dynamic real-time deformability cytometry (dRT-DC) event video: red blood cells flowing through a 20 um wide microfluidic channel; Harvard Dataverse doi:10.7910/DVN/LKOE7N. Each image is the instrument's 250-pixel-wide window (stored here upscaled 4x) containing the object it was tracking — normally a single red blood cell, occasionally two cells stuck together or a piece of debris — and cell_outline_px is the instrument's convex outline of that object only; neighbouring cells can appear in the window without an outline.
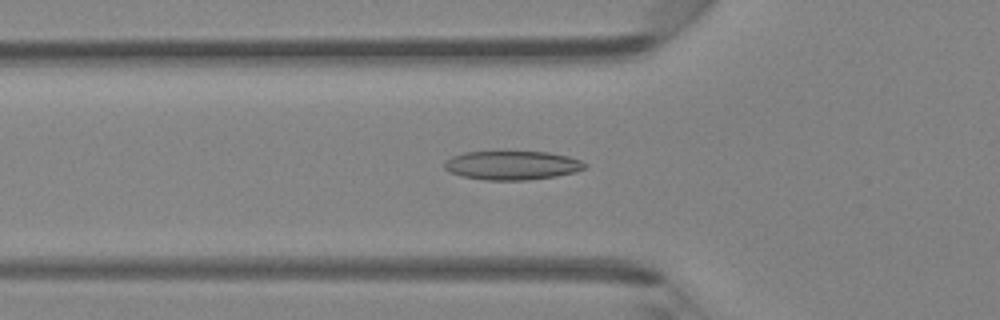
{"species": "Egyptian fruit bat (a non-hibernating species)", "species_latin": "Rousettus aegyptiacus", "temperature_condition": "room temperature", "stored_images_in_passage": 46, "camera_frame_rate_fps": 3000, "um_per_image_px": 0.085, "animal": {"sex": "female"}, "frame": {"image": 1, "passage_image": 16, "time_ms": 5.0, "image_size_px": [1000, 320], "cell_outline_px": [[588, 164], [584, 168], [576, 172], [556, 176], [528, 180], [484, 180], [460, 176], [444, 168], [444, 160], [452, 156], [464, 152], [548, 152], [568, 156], [580, 160]], "centroid_in_image_um": [43.52, 14.05], "position_along_channel_um": 82.3, "area_um2": 23.7}}
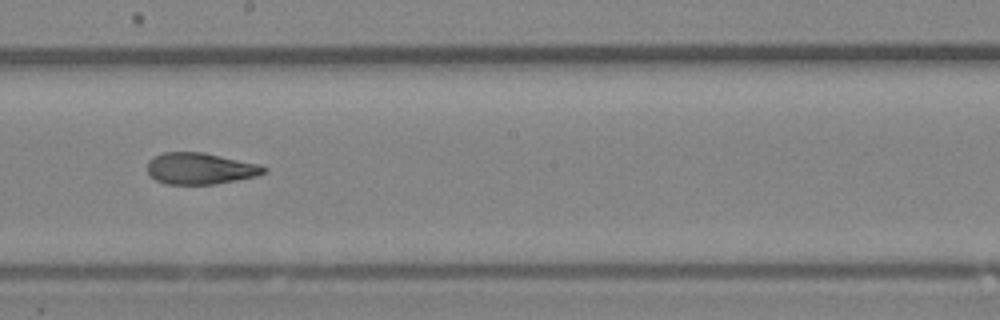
{"frame": {"image": 2, "passage_image": 26, "time_ms": 8.333, "image_size_px": [1000, 320], "cell_outline_px": [[268, 168], [264, 172], [256, 176], [216, 184], [164, 184], [156, 180], [148, 172], [148, 160], [164, 152], [204, 152], [260, 164]], "centroid_in_image_um": [17.03, 14.32], "position_along_channel_um": 231.2, "area_um2": 21.33}}
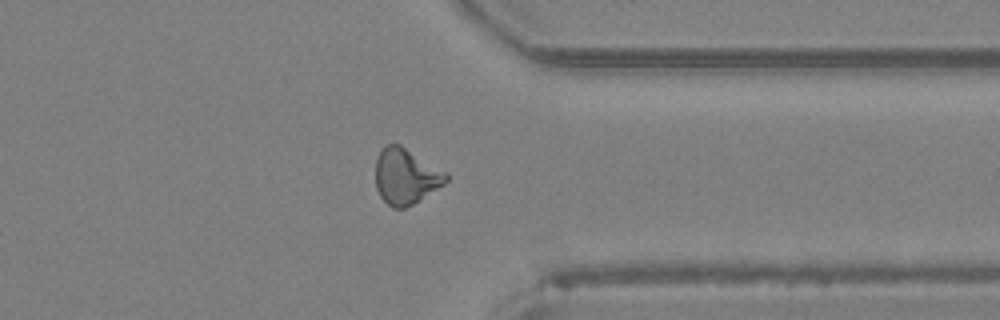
{"frame": {"image": 3, "passage_image": 36, "time_ms": 11.667, "image_size_px": [1000, 320], "cell_outline_px": [[448, 180], [444, 184], [412, 204], [404, 208], [392, 208], [380, 196], [376, 188], [376, 156], [388, 144], [400, 144], [448, 172]], "centroid_in_image_um": [34.5, 14.98], "position_along_channel_um": 376.9, "area_um2": 22.83}}